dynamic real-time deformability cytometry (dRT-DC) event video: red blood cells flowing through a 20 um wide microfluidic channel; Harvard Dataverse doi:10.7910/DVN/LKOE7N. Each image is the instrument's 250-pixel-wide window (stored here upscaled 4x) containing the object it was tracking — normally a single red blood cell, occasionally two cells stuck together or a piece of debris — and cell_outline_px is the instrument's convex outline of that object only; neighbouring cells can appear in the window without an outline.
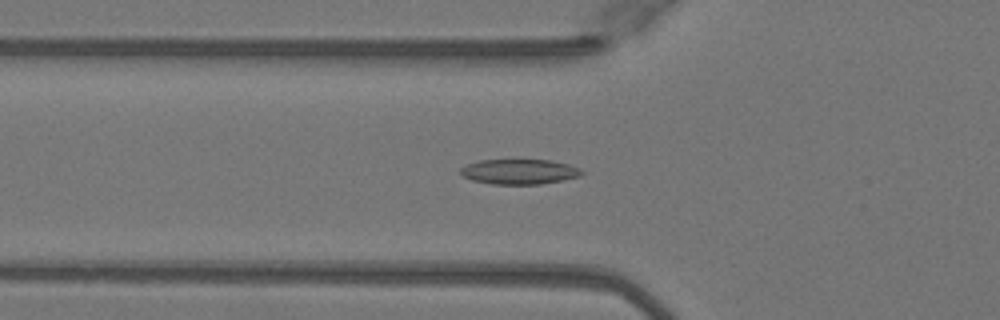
{"species": "Egyptian fruit bat (a non-hibernating species)", "species_latin": "Rousettus aegyptiacus", "temperature_condition": "warm", "stored_images_in_passage": 50, "camera_frame_rate_fps": 3000, "um_per_image_px": 0.085, "animal": {"sex": "female"}, "frame": {"image": 1, "passage_image": 17, "time_ms": 5.333, "image_size_px": [1000, 320], "cell_outline_px": [[584, 172], [580, 176], [540, 184], [492, 184], [472, 180], [464, 176], [460, 172], [460, 168], [468, 164], [480, 160], [516, 156], [552, 160], [568, 164], [580, 168]], "centroid_in_image_um": [44.13, 14.52], "position_along_channel_um": 81.7, "area_um2": 18.61}}
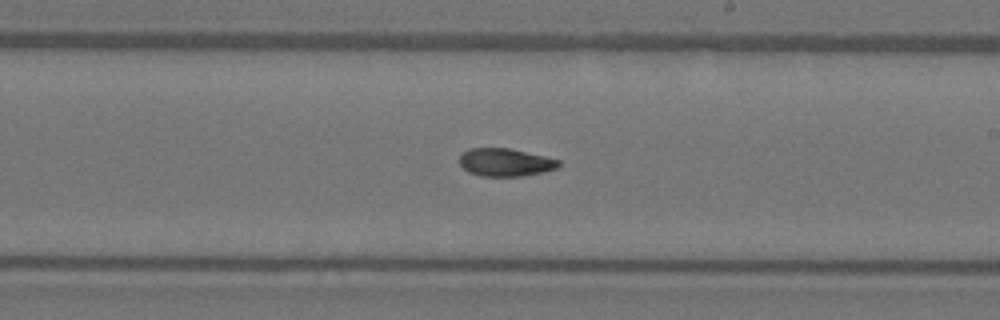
{"frame": {"image": 2, "passage_image": 29, "time_ms": 9.333, "image_size_px": [1000, 320], "cell_outline_px": [[560, 164], [556, 168], [540, 172], [520, 176], [480, 176], [468, 172], [460, 164], [460, 156], [468, 148], [508, 148], [544, 156], [560, 160]], "centroid_in_image_um": [42.92, 13.79], "position_along_channel_um": 246.1, "area_um2": 15.9}}
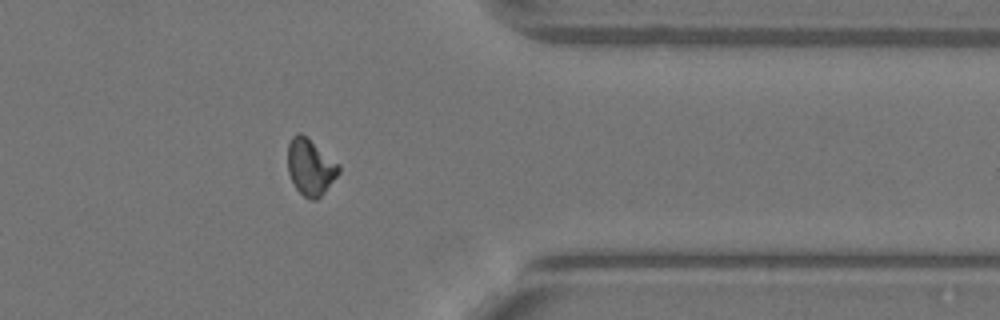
{"frame": {"image": 3, "passage_image": 40, "time_ms": 13.0, "image_size_px": [1000, 320], "cell_outline_px": [[340, 172], [324, 192], [316, 200], [312, 200], [304, 196], [296, 188], [288, 172], [288, 144], [292, 136], [296, 132], [300, 132], [340, 164]], "centroid_in_image_um": [26.38, 14.19], "position_along_channel_um": 385.0, "area_um2": 16.59}, "authors_computed_cell_mechanics": {"area_um2": 16.7331, "velocity_mm_per_s": 4.0861, "shape_relaxation_time_tau1_ms": null, "shape_relaxation_time_tau2_ms": 3.7574, "deformation_change_tau1": null, "deformation_change_tau2": 0.0827}}